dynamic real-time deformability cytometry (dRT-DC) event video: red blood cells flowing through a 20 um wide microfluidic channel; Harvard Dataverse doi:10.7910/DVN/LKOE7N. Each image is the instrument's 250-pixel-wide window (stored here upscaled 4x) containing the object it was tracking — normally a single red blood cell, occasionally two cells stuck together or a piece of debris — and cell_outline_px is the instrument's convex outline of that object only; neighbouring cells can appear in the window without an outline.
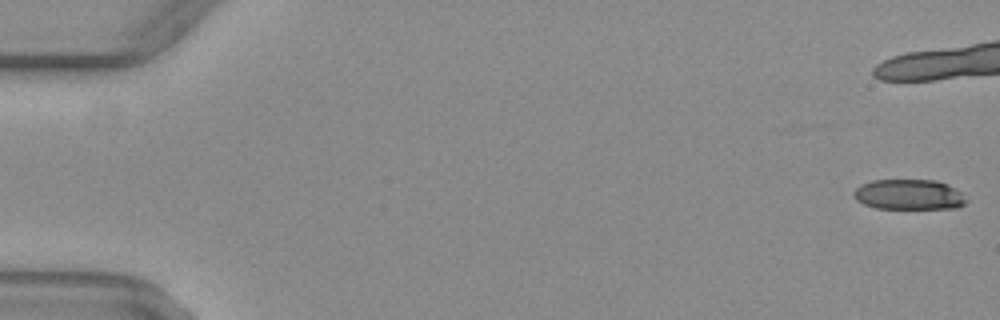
{"species": "common noctule bat (a hibernating species)", "species_latin": "Nyctalus noctula", "temperature_condition": "warm", "stored_images_in_passage": 41, "camera_frame_rate_fps": 3000, "um_per_image_px": 0.085, "animal": {"sex": "female", "body_mass_g": 29.2, "forearm_length_mm": 56.3}, "frame": {"image": 1, "passage_image": 1, "time_ms": 0.0, "image_size_px": [1000, 320], "cell_outline_px": [[968, 200], [964, 204], [956, 208], [876, 208], [864, 204], [856, 200], [852, 192], [860, 184], [872, 180], [936, 180], [948, 184], [960, 192]], "centroid_in_image_um": [77.24, 16.53], "position_along_channel_um": 7.8, "area_um2": 19.88}, "authors_computed_cell_mechanics": {"area_um2": 23.0044, "velocity_mm_per_s": 4.0998, "shape_relaxation_time_tau1_ms": null, "shape_relaxation_time_tau2_ms": 2.9372, "deformation_change_tau1": null, "deformation_change_tau2": 0.1182}}